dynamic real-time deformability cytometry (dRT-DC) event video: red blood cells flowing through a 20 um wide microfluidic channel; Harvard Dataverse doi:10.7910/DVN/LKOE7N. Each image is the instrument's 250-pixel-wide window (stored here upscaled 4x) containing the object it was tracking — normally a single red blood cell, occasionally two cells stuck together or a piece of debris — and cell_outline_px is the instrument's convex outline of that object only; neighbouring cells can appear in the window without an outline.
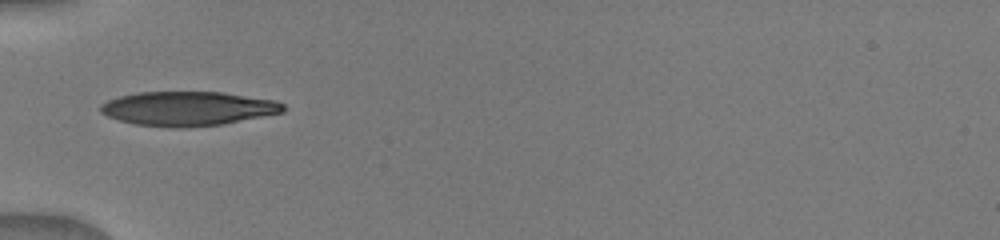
{"species": "human", "species_latin": "Homo sapiens", "temperature_condition": "warm", "stored_images_in_passage": 53, "camera_frame_rate_fps": 3000, "um_per_image_px": 0.085, "donor": {"sex": "male"}, "frame": {"image": 1, "passage_image": 1, "time_ms": 0.0, "image_size_px": [1000, 240], "cell_outline_px": [[284, 112], [224, 124], [188, 128], [168, 128], [136, 124], [120, 120], [108, 116], [100, 112], [100, 104], [108, 100], [120, 96], [136, 92], [220, 92], [272, 100], [284, 104]], "centroid_in_image_um": [15.94, 9.24], "position_along_channel_um": 69.1, "area_um2": 36.47}}
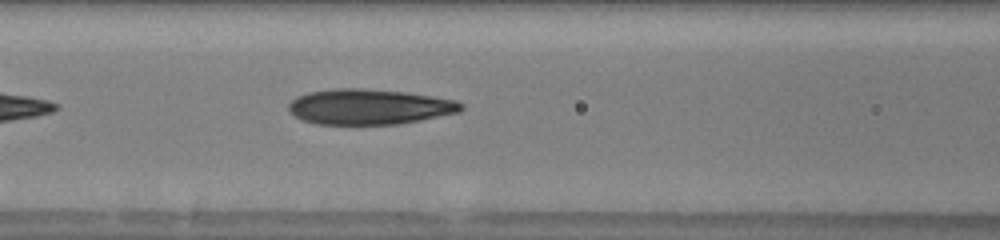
{"frame": {"image": 2, "passage_image": 6, "time_ms": 1.667, "image_size_px": [1000, 240], "cell_outline_px": [[464, 108], [460, 112], [400, 124], [316, 124], [300, 120], [288, 108], [288, 104], [296, 96], [308, 92], [336, 88], [360, 88], [404, 92], [432, 96], [456, 100], [464, 104]], "centroid_in_image_um": [31.39, 9.07], "position_along_channel_um": 135.2, "area_um2": 35.66}}